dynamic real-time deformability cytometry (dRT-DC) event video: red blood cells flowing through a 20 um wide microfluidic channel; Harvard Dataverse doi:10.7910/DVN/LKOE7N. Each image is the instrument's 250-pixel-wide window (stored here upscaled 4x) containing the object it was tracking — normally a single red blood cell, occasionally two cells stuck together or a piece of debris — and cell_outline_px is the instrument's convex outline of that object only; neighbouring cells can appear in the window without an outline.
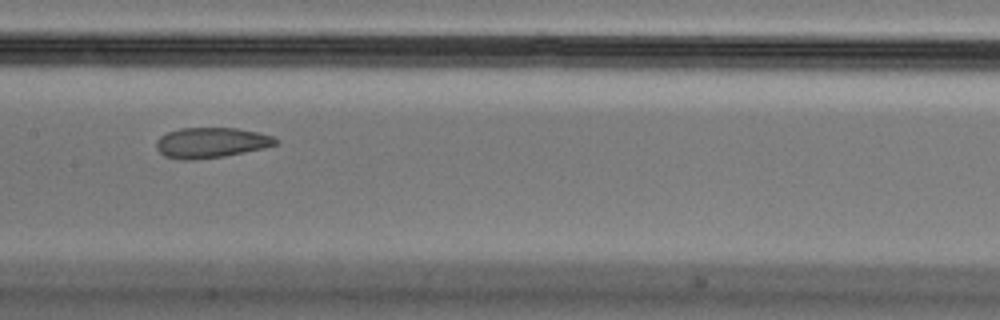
{"species": "Egyptian fruit bat (a non-hibernating species)", "species_latin": "Rousettus aegyptiacus", "temperature_condition": "cold", "stored_images_in_passage": 39, "segment_of_instrument_passage": [1, 2], "camera_frame_rate_fps": 3000, "um_per_image_px": 0.085, "animal": {"sex": "male"}, "frame": {"image": 1, "passage_image": 12, "time_ms": 3.667, "image_size_px": [1000, 320], "cell_outline_px": [[276, 144], [264, 148], [224, 156], [196, 160], [180, 160], [164, 156], [156, 148], [156, 140], [160, 136], [168, 132], [180, 128], [236, 128], [256, 132], [272, 136], [276, 140]], "centroid_in_image_um": [17.88, 12.13], "position_along_channel_um": 189.5, "area_um2": 21.04}}